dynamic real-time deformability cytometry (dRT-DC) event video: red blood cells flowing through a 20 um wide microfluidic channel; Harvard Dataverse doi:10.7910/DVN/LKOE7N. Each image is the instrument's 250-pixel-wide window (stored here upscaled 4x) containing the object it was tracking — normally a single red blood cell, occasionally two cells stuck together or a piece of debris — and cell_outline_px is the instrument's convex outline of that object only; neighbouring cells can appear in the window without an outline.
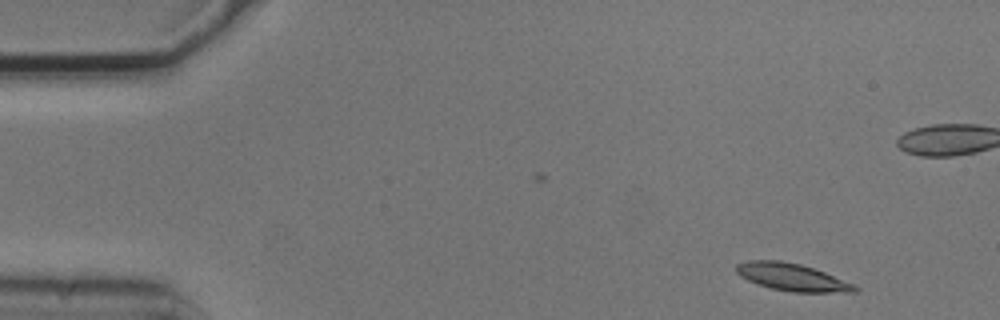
{"species": "common noctule bat (a hibernating species)", "species_latin": "Nyctalus noctula", "temperature_condition": "cold", "stored_images_in_passage": 5, "camera_frame_rate_fps": 3000, "um_per_image_px": 0.085, "animal": {"sex": "male", "body_mass_g": 20.5, "forearm_length_mm": 52.5}, "frame": {"image": 1, "passage_image": 1, "time_ms": 0.0, "image_size_px": [1000, 320], "cell_outline_px": [[860, 288], [856, 292], [792, 292], [772, 288], [756, 284], [740, 276], [736, 272], [736, 264], [748, 260], [780, 260], [800, 264], [824, 272], [856, 284]], "centroid_in_image_um": [67.34, 23.56], "position_along_channel_um": 17.7, "area_um2": 18.96}}